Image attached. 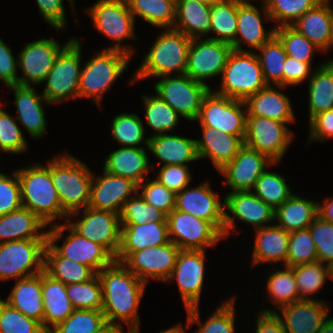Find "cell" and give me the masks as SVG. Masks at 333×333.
Wrapping results in <instances>:
<instances>
[{
    "instance_id": "cell-1",
    "label": "cell",
    "mask_w": 333,
    "mask_h": 333,
    "mask_svg": "<svg viewBox=\"0 0 333 333\" xmlns=\"http://www.w3.org/2000/svg\"><path fill=\"white\" fill-rule=\"evenodd\" d=\"M98 277L106 322L122 325L123 321L126 327H141L138 309L147 284L115 260L104 267Z\"/></svg>"
},
{
    "instance_id": "cell-2",
    "label": "cell",
    "mask_w": 333,
    "mask_h": 333,
    "mask_svg": "<svg viewBox=\"0 0 333 333\" xmlns=\"http://www.w3.org/2000/svg\"><path fill=\"white\" fill-rule=\"evenodd\" d=\"M17 170L21 188L22 206L36 214L48 226L56 219H66L56 188L51 178V159L48 163H33ZM64 217V218H63Z\"/></svg>"
},
{
    "instance_id": "cell-3",
    "label": "cell",
    "mask_w": 333,
    "mask_h": 333,
    "mask_svg": "<svg viewBox=\"0 0 333 333\" xmlns=\"http://www.w3.org/2000/svg\"><path fill=\"white\" fill-rule=\"evenodd\" d=\"M149 49L134 77L133 84L140 80L161 77L175 73L184 75L187 68L188 52L191 40L182 32L173 28L163 29Z\"/></svg>"
},
{
    "instance_id": "cell-4",
    "label": "cell",
    "mask_w": 333,
    "mask_h": 333,
    "mask_svg": "<svg viewBox=\"0 0 333 333\" xmlns=\"http://www.w3.org/2000/svg\"><path fill=\"white\" fill-rule=\"evenodd\" d=\"M88 167L68 153L57 154L51 159V178L62 210L68 216L89 205L94 173Z\"/></svg>"
},
{
    "instance_id": "cell-5",
    "label": "cell",
    "mask_w": 333,
    "mask_h": 333,
    "mask_svg": "<svg viewBox=\"0 0 333 333\" xmlns=\"http://www.w3.org/2000/svg\"><path fill=\"white\" fill-rule=\"evenodd\" d=\"M85 12L92 19L93 26L109 40L113 45L104 50H118L133 56L136 49L124 40L137 39L135 34V20L126 0H96V3Z\"/></svg>"
},
{
    "instance_id": "cell-6",
    "label": "cell",
    "mask_w": 333,
    "mask_h": 333,
    "mask_svg": "<svg viewBox=\"0 0 333 333\" xmlns=\"http://www.w3.org/2000/svg\"><path fill=\"white\" fill-rule=\"evenodd\" d=\"M131 56L118 50L98 51L83 63L79 80V98L91 99L97 105L105 92L118 80L130 65Z\"/></svg>"
},
{
    "instance_id": "cell-7",
    "label": "cell",
    "mask_w": 333,
    "mask_h": 333,
    "mask_svg": "<svg viewBox=\"0 0 333 333\" xmlns=\"http://www.w3.org/2000/svg\"><path fill=\"white\" fill-rule=\"evenodd\" d=\"M266 86L256 51L232 50L221 76L220 89L214 92L245 101Z\"/></svg>"
},
{
    "instance_id": "cell-8",
    "label": "cell",
    "mask_w": 333,
    "mask_h": 333,
    "mask_svg": "<svg viewBox=\"0 0 333 333\" xmlns=\"http://www.w3.org/2000/svg\"><path fill=\"white\" fill-rule=\"evenodd\" d=\"M81 40L74 38L57 56L53 67L42 83L44 98L52 104H62L68 100L79 99V80L81 75Z\"/></svg>"
},
{
    "instance_id": "cell-9",
    "label": "cell",
    "mask_w": 333,
    "mask_h": 333,
    "mask_svg": "<svg viewBox=\"0 0 333 333\" xmlns=\"http://www.w3.org/2000/svg\"><path fill=\"white\" fill-rule=\"evenodd\" d=\"M154 83L155 95L173 108L180 117L189 121H196L204 97L211 87L208 84L193 80L190 76L165 75L158 77Z\"/></svg>"
},
{
    "instance_id": "cell-10",
    "label": "cell",
    "mask_w": 333,
    "mask_h": 333,
    "mask_svg": "<svg viewBox=\"0 0 333 333\" xmlns=\"http://www.w3.org/2000/svg\"><path fill=\"white\" fill-rule=\"evenodd\" d=\"M65 231H68V234L59 246L57 241L64 237ZM47 242L62 257L87 265L97 274L115 260L104 247L78 234L66 221L50 226L47 230Z\"/></svg>"
},
{
    "instance_id": "cell-11",
    "label": "cell",
    "mask_w": 333,
    "mask_h": 333,
    "mask_svg": "<svg viewBox=\"0 0 333 333\" xmlns=\"http://www.w3.org/2000/svg\"><path fill=\"white\" fill-rule=\"evenodd\" d=\"M47 239L16 240L0 244V281L19 280L44 271Z\"/></svg>"
},
{
    "instance_id": "cell-12",
    "label": "cell",
    "mask_w": 333,
    "mask_h": 333,
    "mask_svg": "<svg viewBox=\"0 0 333 333\" xmlns=\"http://www.w3.org/2000/svg\"><path fill=\"white\" fill-rule=\"evenodd\" d=\"M82 212V214H80ZM68 216L67 223L81 236L104 247L116 258L121 246L120 215L86 207ZM77 221L70 219L78 218Z\"/></svg>"
},
{
    "instance_id": "cell-13",
    "label": "cell",
    "mask_w": 333,
    "mask_h": 333,
    "mask_svg": "<svg viewBox=\"0 0 333 333\" xmlns=\"http://www.w3.org/2000/svg\"><path fill=\"white\" fill-rule=\"evenodd\" d=\"M288 128L286 123L276 120L247 116L244 145L279 163L295 137Z\"/></svg>"
},
{
    "instance_id": "cell-14",
    "label": "cell",
    "mask_w": 333,
    "mask_h": 333,
    "mask_svg": "<svg viewBox=\"0 0 333 333\" xmlns=\"http://www.w3.org/2000/svg\"><path fill=\"white\" fill-rule=\"evenodd\" d=\"M246 117L244 101L218 95L211 89L203 99L196 121L223 134L245 135Z\"/></svg>"
},
{
    "instance_id": "cell-15",
    "label": "cell",
    "mask_w": 333,
    "mask_h": 333,
    "mask_svg": "<svg viewBox=\"0 0 333 333\" xmlns=\"http://www.w3.org/2000/svg\"><path fill=\"white\" fill-rule=\"evenodd\" d=\"M169 239L181 250H205L224 236L210 223L174 209L167 215Z\"/></svg>"
},
{
    "instance_id": "cell-16",
    "label": "cell",
    "mask_w": 333,
    "mask_h": 333,
    "mask_svg": "<svg viewBox=\"0 0 333 333\" xmlns=\"http://www.w3.org/2000/svg\"><path fill=\"white\" fill-rule=\"evenodd\" d=\"M73 39L71 37L64 45L57 42V40L49 38L25 43L21 52L17 55L18 69H21L23 74L22 77L18 76V85L33 86L32 84H42L59 53Z\"/></svg>"
},
{
    "instance_id": "cell-17",
    "label": "cell",
    "mask_w": 333,
    "mask_h": 333,
    "mask_svg": "<svg viewBox=\"0 0 333 333\" xmlns=\"http://www.w3.org/2000/svg\"><path fill=\"white\" fill-rule=\"evenodd\" d=\"M180 248L172 241L130 253L121 263L145 284L149 280L166 283L176 264Z\"/></svg>"
},
{
    "instance_id": "cell-18",
    "label": "cell",
    "mask_w": 333,
    "mask_h": 333,
    "mask_svg": "<svg viewBox=\"0 0 333 333\" xmlns=\"http://www.w3.org/2000/svg\"><path fill=\"white\" fill-rule=\"evenodd\" d=\"M224 206V238L229 237L232 229H236L237 221H242L255 228H263L274 222L275 210L251 191L233 192L223 197ZM230 213V214H229ZM233 216H230V215ZM236 219V220H235Z\"/></svg>"
},
{
    "instance_id": "cell-19",
    "label": "cell",
    "mask_w": 333,
    "mask_h": 333,
    "mask_svg": "<svg viewBox=\"0 0 333 333\" xmlns=\"http://www.w3.org/2000/svg\"><path fill=\"white\" fill-rule=\"evenodd\" d=\"M232 45L209 38L191 40L186 75L207 84L208 79L222 76Z\"/></svg>"
},
{
    "instance_id": "cell-20",
    "label": "cell",
    "mask_w": 333,
    "mask_h": 333,
    "mask_svg": "<svg viewBox=\"0 0 333 333\" xmlns=\"http://www.w3.org/2000/svg\"><path fill=\"white\" fill-rule=\"evenodd\" d=\"M205 250H180L166 283L175 280L187 309L199 306L205 278Z\"/></svg>"
},
{
    "instance_id": "cell-21",
    "label": "cell",
    "mask_w": 333,
    "mask_h": 333,
    "mask_svg": "<svg viewBox=\"0 0 333 333\" xmlns=\"http://www.w3.org/2000/svg\"><path fill=\"white\" fill-rule=\"evenodd\" d=\"M210 182L199 186H187L176 194V210L189 213L196 218L210 222L224 236V206Z\"/></svg>"
},
{
    "instance_id": "cell-22",
    "label": "cell",
    "mask_w": 333,
    "mask_h": 333,
    "mask_svg": "<svg viewBox=\"0 0 333 333\" xmlns=\"http://www.w3.org/2000/svg\"><path fill=\"white\" fill-rule=\"evenodd\" d=\"M323 299H301L297 302L275 309H263L262 312H275L287 333H317L331 316L330 306Z\"/></svg>"
},
{
    "instance_id": "cell-23",
    "label": "cell",
    "mask_w": 333,
    "mask_h": 333,
    "mask_svg": "<svg viewBox=\"0 0 333 333\" xmlns=\"http://www.w3.org/2000/svg\"><path fill=\"white\" fill-rule=\"evenodd\" d=\"M278 165L268 156L256 150L243 146L237 156L219 171L225 180L223 185L229 187L232 192L252 191L256 181L262 173L269 168L267 166Z\"/></svg>"
},
{
    "instance_id": "cell-24",
    "label": "cell",
    "mask_w": 333,
    "mask_h": 333,
    "mask_svg": "<svg viewBox=\"0 0 333 333\" xmlns=\"http://www.w3.org/2000/svg\"><path fill=\"white\" fill-rule=\"evenodd\" d=\"M95 175L93 174L88 206L120 215L125 202L137 193V184L104 169L102 175Z\"/></svg>"
},
{
    "instance_id": "cell-25",
    "label": "cell",
    "mask_w": 333,
    "mask_h": 333,
    "mask_svg": "<svg viewBox=\"0 0 333 333\" xmlns=\"http://www.w3.org/2000/svg\"><path fill=\"white\" fill-rule=\"evenodd\" d=\"M263 9L257 8L253 3L238 4L237 32L232 49L236 51H249L243 49L242 45L258 50L275 35V27L266 31L263 20H271L265 4Z\"/></svg>"
},
{
    "instance_id": "cell-26",
    "label": "cell",
    "mask_w": 333,
    "mask_h": 333,
    "mask_svg": "<svg viewBox=\"0 0 333 333\" xmlns=\"http://www.w3.org/2000/svg\"><path fill=\"white\" fill-rule=\"evenodd\" d=\"M14 91L15 118L25 128L31 138H43L47 130L44 102L50 104L42 94L36 92L35 86L10 85Z\"/></svg>"
},
{
    "instance_id": "cell-27",
    "label": "cell",
    "mask_w": 333,
    "mask_h": 333,
    "mask_svg": "<svg viewBox=\"0 0 333 333\" xmlns=\"http://www.w3.org/2000/svg\"><path fill=\"white\" fill-rule=\"evenodd\" d=\"M201 131V138L196 139L199 160L209 158L218 172L229 164L244 146L245 135L223 134L203 125Z\"/></svg>"
},
{
    "instance_id": "cell-28",
    "label": "cell",
    "mask_w": 333,
    "mask_h": 333,
    "mask_svg": "<svg viewBox=\"0 0 333 333\" xmlns=\"http://www.w3.org/2000/svg\"><path fill=\"white\" fill-rule=\"evenodd\" d=\"M285 89V86L267 85L256 94L249 96L244 102L247 116L265 117L287 125L294 123L296 117L290 98L277 89Z\"/></svg>"
},
{
    "instance_id": "cell-29",
    "label": "cell",
    "mask_w": 333,
    "mask_h": 333,
    "mask_svg": "<svg viewBox=\"0 0 333 333\" xmlns=\"http://www.w3.org/2000/svg\"><path fill=\"white\" fill-rule=\"evenodd\" d=\"M147 147H120L105 157L103 169L116 176L128 178L137 185L147 179L150 171H154V164L150 165ZM152 169V170H151Z\"/></svg>"
},
{
    "instance_id": "cell-30",
    "label": "cell",
    "mask_w": 333,
    "mask_h": 333,
    "mask_svg": "<svg viewBox=\"0 0 333 333\" xmlns=\"http://www.w3.org/2000/svg\"><path fill=\"white\" fill-rule=\"evenodd\" d=\"M168 242L167 222L121 224V246L115 261L122 262L132 252Z\"/></svg>"
},
{
    "instance_id": "cell-31",
    "label": "cell",
    "mask_w": 333,
    "mask_h": 333,
    "mask_svg": "<svg viewBox=\"0 0 333 333\" xmlns=\"http://www.w3.org/2000/svg\"><path fill=\"white\" fill-rule=\"evenodd\" d=\"M254 245L252 249V265L281 262L287 266L289 232L275 223L263 228L255 229Z\"/></svg>"
},
{
    "instance_id": "cell-32",
    "label": "cell",
    "mask_w": 333,
    "mask_h": 333,
    "mask_svg": "<svg viewBox=\"0 0 333 333\" xmlns=\"http://www.w3.org/2000/svg\"><path fill=\"white\" fill-rule=\"evenodd\" d=\"M148 148L163 165H187L198 161L196 139L186 138L175 134L148 136Z\"/></svg>"
},
{
    "instance_id": "cell-33",
    "label": "cell",
    "mask_w": 333,
    "mask_h": 333,
    "mask_svg": "<svg viewBox=\"0 0 333 333\" xmlns=\"http://www.w3.org/2000/svg\"><path fill=\"white\" fill-rule=\"evenodd\" d=\"M47 226L36 214L22 207L0 216V244L16 240L47 239V229L42 230Z\"/></svg>"
},
{
    "instance_id": "cell-34",
    "label": "cell",
    "mask_w": 333,
    "mask_h": 333,
    "mask_svg": "<svg viewBox=\"0 0 333 333\" xmlns=\"http://www.w3.org/2000/svg\"><path fill=\"white\" fill-rule=\"evenodd\" d=\"M292 27L303 34L310 42L328 52L331 49V5L330 0H323L303 14Z\"/></svg>"
},
{
    "instance_id": "cell-35",
    "label": "cell",
    "mask_w": 333,
    "mask_h": 333,
    "mask_svg": "<svg viewBox=\"0 0 333 333\" xmlns=\"http://www.w3.org/2000/svg\"><path fill=\"white\" fill-rule=\"evenodd\" d=\"M5 302L43 326L42 272L17 280Z\"/></svg>"
},
{
    "instance_id": "cell-36",
    "label": "cell",
    "mask_w": 333,
    "mask_h": 333,
    "mask_svg": "<svg viewBox=\"0 0 333 333\" xmlns=\"http://www.w3.org/2000/svg\"><path fill=\"white\" fill-rule=\"evenodd\" d=\"M43 328L49 332L75 310L66 292V285L42 272Z\"/></svg>"
},
{
    "instance_id": "cell-37",
    "label": "cell",
    "mask_w": 333,
    "mask_h": 333,
    "mask_svg": "<svg viewBox=\"0 0 333 333\" xmlns=\"http://www.w3.org/2000/svg\"><path fill=\"white\" fill-rule=\"evenodd\" d=\"M211 6L196 0H176V19L173 29L190 39L208 38L210 34Z\"/></svg>"
},
{
    "instance_id": "cell-38",
    "label": "cell",
    "mask_w": 333,
    "mask_h": 333,
    "mask_svg": "<svg viewBox=\"0 0 333 333\" xmlns=\"http://www.w3.org/2000/svg\"><path fill=\"white\" fill-rule=\"evenodd\" d=\"M318 203L293 193L275 209L274 221L289 233L308 229L318 216Z\"/></svg>"
},
{
    "instance_id": "cell-39",
    "label": "cell",
    "mask_w": 333,
    "mask_h": 333,
    "mask_svg": "<svg viewBox=\"0 0 333 333\" xmlns=\"http://www.w3.org/2000/svg\"><path fill=\"white\" fill-rule=\"evenodd\" d=\"M44 272L65 285L83 283L97 275L87 265L62 257L48 242L44 250Z\"/></svg>"
},
{
    "instance_id": "cell-40",
    "label": "cell",
    "mask_w": 333,
    "mask_h": 333,
    "mask_svg": "<svg viewBox=\"0 0 333 333\" xmlns=\"http://www.w3.org/2000/svg\"><path fill=\"white\" fill-rule=\"evenodd\" d=\"M309 121L319 113L333 108V60L316 67L308 79Z\"/></svg>"
},
{
    "instance_id": "cell-41",
    "label": "cell",
    "mask_w": 333,
    "mask_h": 333,
    "mask_svg": "<svg viewBox=\"0 0 333 333\" xmlns=\"http://www.w3.org/2000/svg\"><path fill=\"white\" fill-rule=\"evenodd\" d=\"M235 301L234 297L223 301L204 322L200 318L199 306L187 309V329L194 324H198V329H194L195 331L193 330L192 333H236Z\"/></svg>"
},
{
    "instance_id": "cell-42",
    "label": "cell",
    "mask_w": 333,
    "mask_h": 333,
    "mask_svg": "<svg viewBox=\"0 0 333 333\" xmlns=\"http://www.w3.org/2000/svg\"><path fill=\"white\" fill-rule=\"evenodd\" d=\"M134 16L141 17L158 29L173 28L176 19V0H126Z\"/></svg>"
},
{
    "instance_id": "cell-43",
    "label": "cell",
    "mask_w": 333,
    "mask_h": 333,
    "mask_svg": "<svg viewBox=\"0 0 333 333\" xmlns=\"http://www.w3.org/2000/svg\"><path fill=\"white\" fill-rule=\"evenodd\" d=\"M238 3L232 0H219L211 6L209 39L233 44L237 32Z\"/></svg>"
},
{
    "instance_id": "cell-44",
    "label": "cell",
    "mask_w": 333,
    "mask_h": 333,
    "mask_svg": "<svg viewBox=\"0 0 333 333\" xmlns=\"http://www.w3.org/2000/svg\"><path fill=\"white\" fill-rule=\"evenodd\" d=\"M145 113L144 119L154 133L151 136L162 135L173 131L179 124V114L157 95L142 96Z\"/></svg>"
},
{
    "instance_id": "cell-45",
    "label": "cell",
    "mask_w": 333,
    "mask_h": 333,
    "mask_svg": "<svg viewBox=\"0 0 333 333\" xmlns=\"http://www.w3.org/2000/svg\"><path fill=\"white\" fill-rule=\"evenodd\" d=\"M140 116L134 113L116 115L111 122V136L121 147H148L149 137H145L146 130Z\"/></svg>"
},
{
    "instance_id": "cell-46",
    "label": "cell",
    "mask_w": 333,
    "mask_h": 333,
    "mask_svg": "<svg viewBox=\"0 0 333 333\" xmlns=\"http://www.w3.org/2000/svg\"><path fill=\"white\" fill-rule=\"evenodd\" d=\"M256 52L267 85L283 86V66L287 54L280 40L274 35Z\"/></svg>"
},
{
    "instance_id": "cell-47",
    "label": "cell",
    "mask_w": 333,
    "mask_h": 333,
    "mask_svg": "<svg viewBox=\"0 0 333 333\" xmlns=\"http://www.w3.org/2000/svg\"><path fill=\"white\" fill-rule=\"evenodd\" d=\"M284 267V268H283ZM274 270L267 278V294L269 300L280 309L282 306L297 302L300 299L294 272L290 267Z\"/></svg>"
},
{
    "instance_id": "cell-48",
    "label": "cell",
    "mask_w": 333,
    "mask_h": 333,
    "mask_svg": "<svg viewBox=\"0 0 333 333\" xmlns=\"http://www.w3.org/2000/svg\"><path fill=\"white\" fill-rule=\"evenodd\" d=\"M251 192L274 210L292 195L286 178L278 172L268 170L262 173Z\"/></svg>"
},
{
    "instance_id": "cell-49",
    "label": "cell",
    "mask_w": 333,
    "mask_h": 333,
    "mask_svg": "<svg viewBox=\"0 0 333 333\" xmlns=\"http://www.w3.org/2000/svg\"><path fill=\"white\" fill-rule=\"evenodd\" d=\"M294 272L300 299H314L310 296L320 291L328 278L327 264L320 261L290 267Z\"/></svg>"
},
{
    "instance_id": "cell-50",
    "label": "cell",
    "mask_w": 333,
    "mask_h": 333,
    "mask_svg": "<svg viewBox=\"0 0 333 333\" xmlns=\"http://www.w3.org/2000/svg\"><path fill=\"white\" fill-rule=\"evenodd\" d=\"M323 0H266L265 6L275 21V28L292 26L308 10L317 6Z\"/></svg>"
},
{
    "instance_id": "cell-51",
    "label": "cell",
    "mask_w": 333,
    "mask_h": 333,
    "mask_svg": "<svg viewBox=\"0 0 333 333\" xmlns=\"http://www.w3.org/2000/svg\"><path fill=\"white\" fill-rule=\"evenodd\" d=\"M66 292L75 310H103L102 286L98 274L89 281L66 285Z\"/></svg>"
},
{
    "instance_id": "cell-52",
    "label": "cell",
    "mask_w": 333,
    "mask_h": 333,
    "mask_svg": "<svg viewBox=\"0 0 333 333\" xmlns=\"http://www.w3.org/2000/svg\"><path fill=\"white\" fill-rule=\"evenodd\" d=\"M275 36L282 43L287 56L304 63H312L315 53L320 49L292 26L275 28Z\"/></svg>"
},
{
    "instance_id": "cell-53",
    "label": "cell",
    "mask_w": 333,
    "mask_h": 333,
    "mask_svg": "<svg viewBox=\"0 0 333 333\" xmlns=\"http://www.w3.org/2000/svg\"><path fill=\"white\" fill-rule=\"evenodd\" d=\"M105 323L103 311L74 310L48 333H97Z\"/></svg>"
},
{
    "instance_id": "cell-54",
    "label": "cell",
    "mask_w": 333,
    "mask_h": 333,
    "mask_svg": "<svg viewBox=\"0 0 333 333\" xmlns=\"http://www.w3.org/2000/svg\"><path fill=\"white\" fill-rule=\"evenodd\" d=\"M167 215L148 204L138 193L129 198L120 213V224L167 222Z\"/></svg>"
},
{
    "instance_id": "cell-55",
    "label": "cell",
    "mask_w": 333,
    "mask_h": 333,
    "mask_svg": "<svg viewBox=\"0 0 333 333\" xmlns=\"http://www.w3.org/2000/svg\"><path fill=\"white\" fill-rule=\"evenodd\" d=\"M318 261L317 249L309 229L289 233L287 267Z\"/></svg>"
},
{
    "instance_id": "cell-56",
    "label": "cell",
    "mask_w": 333,
    "mask_h": 333,
    "mask_svg": "<svg viewBox=\"0 0 333 333\" xmlns=\"http://www.w3.org/2000/svg\"><path fill=\"white\" fill-rule=\"evenodd\" d=\"M15 116H10L2 108L0 101V151L7 154H20L28 149V143Z\"/></svg>"
},
{
    "instance_id": "cell-57",
    "label": "cell",
    "mask_w": 333,
    "mask_h": 333,
    "mask_svg": "<svg viewBox=\"0 0 333 333\" xmlns=\"http://www.w3.org/2000/svg\"><path fill=\"white\" fill-rule=\"evenodd\" d=\"M0 333H48L42 324L28 318L0 299Z\"/></svg>"
},
{
    "instance_id": "cell-58",
    "label": "cell",
    "mask_w": 333,
    "mask_h": 333,
    "mask_svg": "<svg viewBox=\"0 0 333 333\" xmlns=\"http://www.w3.org/2000/svg\"><path fill=\"white\" fill-rule=\"evenodd\" d=\"M137 193L150 205L169 215L176 208V194L157 179L148 177L137 185Z\"/></svg>"
},
{
    "instance_id": "cell-59",
    "label": "cell",
    "mask_w": 333,
    "mask_h": 333,
    "mask_svg": "<svg viewBox=\"0 0 333 333\" xmlns=\"http://www.w3.org/2000/svg\"><path fill=\"white\" fill-rule=\"evenodd\" d=\"M308 229L317 249L318 261L324 264L333 261V223L317 216Z\"/></svg>"
},
{
    "instance_id": "cell-60",
    "label": "cell",
    "mask_w": 333,
    "mask_h": 333,
    "mask_svg": "<svg viewBox=\"0 0 333 333\" xmlns=\"http://www.w3.org/2000/svg\"><path fill=\"white\" fill-rule=\"evenodd\" d=\"M21 188L17 170L12 174L0 172V216L22 208Z\"/></svg>"
},
{
    "instance_id": "cell-61",
    "label": "cell",
    "mask_w": 333,
    "mask_h": 333,
    "mask_svg": "<svg viewBox=\"0 0 333 333\" xmlns=\"http://www.w3.org/2000/svg\"><path fill=\"white\" fill-rule=\"evenodd\" d=\"M188 165H162L156 178L175 194L181 192L191 182V172Z\"/></svg>"
},
{
    "instance_id": "cell-62",
    "label": "cell",
    "mask_w": 333,
    "mask_h": 333,
    "mask_svg": "<svg viewBox=\"0 0 333 333\" xmlns=\"http://www.w3.org/2000/svg\"><path fill=\"white\" fill-rule=\"evenodd\" d=\"M40 15L52 28L64 30L67 27V16L64 8V0H35ZM75 11L74 3L76 0H68Z\"/></svg>"
},
{
    "instance_id": "cell-63",
    "label": "cell",
    "mask_w": 333,
    "mask_h": 333,
    "mask_svg": "<svg viewBox=\"0 0 333 333\" xmlns=\"http://www.w3.org/2000/svg\"><path fill=\"white\" fill-rule=\"evenodd\" d=\"M313 70L314 68L312 69V63H304L287 56L283 66V86H295L308 78L310 79Z\"/></svg>"
},
{
    "instance_id": "cell-64",
    "label": "cell",
    "mask_w": 333,
    "mask_h": 333,
    "mask_svg": "<svg viewBox=\"0 0 333 333\" xmlns=\"http://www.w3.org/2000/svg\"><path fill=\"white\" fill-rule=\"evenodd\" d=\"M308 142H325L327 138H333V108L319 113L309 121Z\"/></svg>"
},
{
    "instance_id": "cell-65",
    "label": "cell",
    "mask_w": 333,
    "mask_h": 333,
    "mask_svg": "<svg viewBox=\"0 0 333 333\" xmlns=\"http://www.w3.org/2000/svg\"><path fill=\"white\" fill-rule=\"evenodd\" d=\"M18 59L12 54V48L0 38V81L6 87L18 85Z\"/></svg>"
},
{
    "instance_id": "cell-66",
    "label": "cell",
    "mask_w": 333,
    "mask_h": 333,
    "mask_svg": "<svg viewBox=\"0 0 333 333\" xmlns=\"http://www.w3.org/2000/svg\"><path fill=\"white\" fill-rule=\"evenodd\" d=\"M255 333H287L275 312L260 311L256 318Z\"/></svg>"
},
{
    "instance_id": "cell-67",
    "label": "cell",
    "mask_w": 333,
    "mask_h": 333,
    "mask_svg": "<svg viewBox=\"0 0 333 333\" xmlns=\"http://www.w3.org/2000/svg\"><path fill=\"white\" fill-rule=\"evenodd\" d=\"M318 216L328 222L333 223V199L325 197L322 205L318 203Z\"/></svg>"
},
{
    "instance_id": "cell-68",
    "label": "cell",
    "mask_w": 333,
    "mask_h": 333,
    "mask_svg": "<svg viewBox=\"0 0 333 333\" xmlns=\"http://www.w3.org/2000/svg\"><path fill=\"white\" fill-rule=\"evenodd\" d=\"M123 330V325L106 322L97 333H121Z\"/></svg>"
},
{
    "instance_id": "cell-69",
    "label": "cell",
    "mask_w": 333,
    "mask_h": 333,
    "mask_svg": "<svg viewBox=\"0 0 333 333\" xmlns=\"http://www.w3.org/2000/svg\"><path fill=\"white\" fill-rule=\"evenodd\" d=\"M317 333H333V318L329 317Z\"/></svg>"
},
{
    "instance_id": "cell-70",
    "label": "cell",
    "mask_w": 333,
    "mask_h": 333,
    "mask_svg": "<svg viewBox=\"0 0 333 333\" xmlns=\"http://www.w3.org/2000/svg\"><path fill=\"white\" fill-rule=\"evenodd\" d=\"M159 333H187V332L185 331L184 326H182V324L180 323V324L174 325L166 330H162Z\"/></svg>"
},
{
    "instance_id": "cell-71",
    "label": "cell",
    "mask_w": 333,
    "mask_h": 333,
    "mask_svg": "<svg viewBox=\"0 0 333 333\" xmlns=\"http://www.w3.org/2000/svg\"><path fill=\"white\" fill-rule=\"evenodd\" d=\"M327 270H328V279L333 281V261L327 264Z\"/></svg>"
},
{
    "instance_id": "cell-72",
    "label": "cell",
    "mask_w": 333,
    "mask_h": 333,
    "mask_svg": "<svg viewBox=\"0 0 333 333\" xmlns=\"http://www.w3.org/2000/svg\"><path fill=\"white\" fill-rule=\"evenodd\" d=\"M127 332L124 330L121 333H140V327H127Z\"/></svg>"
},
{
    "instance_id": "cell-73",
    "label": "cell",
    "mask_w": 333,
    "mask_h": 333,
    "mask_svg": "<svg viewBox=\"0 0 333 333\" xmlns=\"http://www.w3.org/2000/svg\"><path fill=\"white\" fill-rule=\"evenodd\" d=\"M333 47V7L331 6V49Z\"/></svg>"
},
{
    "instance_id": "cell-74",
    "label": "cell",
    "mask_w": 333,
    "mask_h": 333,
    "mask_svg": "<svg viewBox=\"0 0 333 333\" xmlns=\"http://www.w3.org/2000/svg\"><path fill=\"white\" fill-rule=\"evenodd\" d=\"M200 3L212 6L213 4H215L216 2H218L219 0H196Z\"/></svg>"
},
{
    "instance_id": "cell-75",
    "label": "cell",
    "mask_w": 333,
    "mask_h": 333,
    "mask_svg": "<svg viewBox=\"0 0 333 333\" xmlns=\"http://www.w3.org/2000/svg\"><path fill=\"white\" fill-rule=\"evenodd\" d=\"M232 1L237 2L238 4H250L249 0H232ZM265 2H266V0H262L263 4H265Z\"/></svg>"
}]
</instances>
